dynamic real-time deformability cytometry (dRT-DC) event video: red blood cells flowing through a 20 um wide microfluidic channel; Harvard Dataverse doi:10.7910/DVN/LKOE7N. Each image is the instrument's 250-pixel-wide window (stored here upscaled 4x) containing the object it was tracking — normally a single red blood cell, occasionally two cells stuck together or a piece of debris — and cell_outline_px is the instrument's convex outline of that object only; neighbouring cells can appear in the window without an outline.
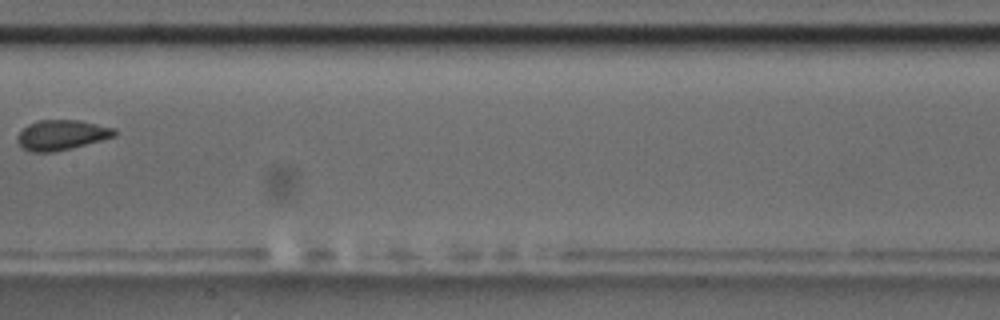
{"species": "common noctule bat (a hibernating species)", "species_latin": "Nyctalus noctula", "temperature_condition": "room temperature", "stored_images_in_passage": 10, "camera_frame_rate_fps": 3000, "um_per_image_px": 0.085, "animal": {"sex": "male", "body_mass_g": 17.5, "forearm_length_mm": 52.3}, "frame": {"image": 1, "passage_image": 9, "time_ms": 9.333, "image_size_px": [1000, 320], "cell_outline_px": [[116, 136], [52, 152], [32, 152], [24, 148], [16, 140], [16, 136], [28, 124], [36, 120], [80, 120], [116, 128]], "centroid_in_image_um": [5.23, 11.45], "position_along_channel_um": 202.2, "area_um2": 16.82}}
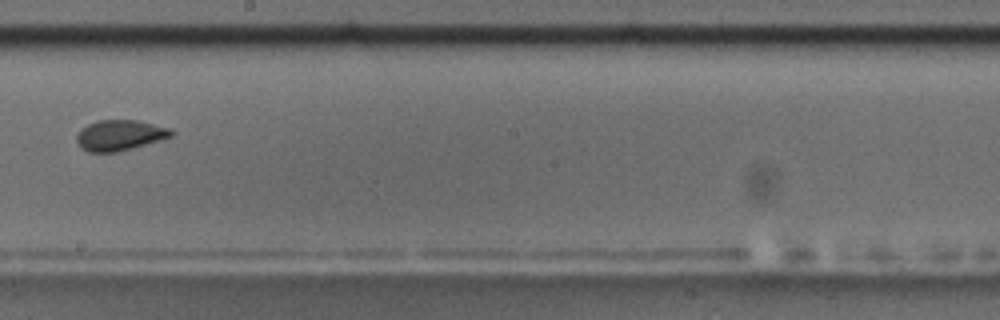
{"frame": {"image": 2, "passage_image": 10, "time_ms": 10.333, "image_size_px": [1000, 320], "cell_outline_px": [[176, 132], [172, 136], [160, 140], [132, 148], [116, 152], [88, 152], [80, 148], [76, 140], [76, 136], [80, 128], [88, 124], [100, 120], [136, 120], [172, 128]], "centroid_in_image_um": [10.18, 11.49], "position_along_channel_um": 238.0, "area_um2": 16.99}}